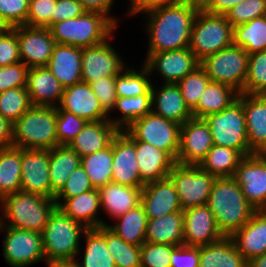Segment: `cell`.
<instances>
[{"mask_svg": "<svg viewBox=\"0 0 266 267\" xmlns=\"http://www.w3.org/2000/svg\"><path fill=\"white\" fill-rule=\"evenodd\" d=\"M147 14L149 48L152 53L188 48L191 28L197 12L186 2L151 9Z\"/></svg>", "mask_w": 266, "mask_h": 267, "instance_id": "1", "label": "cell"}, {"mask_svg": "<svg viewBox=\"0 0 266 267\" xmlns=\"http://www.w3.org/2000/svg\"><path fill=\"white\" fill-rule=\"evenodd\" d=\"M207 206L225 237H231L241 229L256 211L233 177L215 179Z\"/></svg>", "mask_w": 266, "mask_h": 267, "instance_id": "2", "label": "cell"}, {"mask_svg": "<svg viewBox=\"0 0 266 267\" xmlns=\"http://www.w3.org/2000/svg\"><path fill=\"white\" fill-rule=\"evenodd\" d=\"M0 224L16 229L42 233L49 217L57 208L54 199L39 194L18 191L0 200ZM1 215H3V218ZM4 220H10L4 224Z\"/></svg>", "mask_w": 266, "mask_h": 267, "instance_id": "3", "label": "cell"}, {"mask_svg": "<svg viewBox=\"0 0 266 267\" xmlns=\"http://www.w3.org/2000/svg\"><path fill=\"white\" fill-rule=\"evenodd\" d=\"M56 122L57 107L32 105L13 123L12 146L40 150L59 146Z\"/></svg>", "mask_w": 266, "mask_h": 267, "instance_id": "4", "label": "cell"}, {"mask_svg": "<svg viewBox=\"0 0 266 267\" xmlns=\"http://www.w3.org/2000/svg\"><path fill=\"white\" fill-rule=\"evenodd\" d=\"M87 228L64 214L58 207L53 211L42 231V245L47 266L61 260L75 259L80 239Z\"/></svg>", "mask_w": 266, "mask_h": 267, "instance_id": "5", "label": "cell"}, {"mask_svg": "<svg viewBox=\"0 0 266 267\" xmlns=\"http://www.w3.org/2000/svg\"><path fill=\"white\" fill-rule=\"evenodd\" d=\"M116 28L106 16L84 12L77 18L55 23L49 29L57 44L85 48L110 39Z\"/></svg>", "mask_w": 266, "mask_h": 267, "instance_id": "6", "label": "cell"}, {"mask_svg": "<svg viewBox=\"0 0 266 267\" xmlns=\"http://www.w3.org/2000/svg\"><path fill=\"white\" fill-rule=\"evenodd\" d=\"M204 119L209 125L215 145L238 150L244 157L255 154L248 143L243 93H239L238 99L229 107Z\"/></svg>", "mask_w": 266, "mask_h": 267, "instance_id": "7", "label": "cell"}, {"mask_svg": "<svg viewBox=\"0 0 266 267\" xmlns=\"http://www.w3.org/2000/svg\"><path fill=\"white\" fill-rule=\"evenodd\" d=\"M233 44V26L225 15L197 12L189 49L199 61Z\"/></svg>", "mask_w": 266, "mask_h": 267, "instance_id": "8", "label": "cell"}, {"mask_svg": "<svg viewBox=\"0 0 266 267\" xmlns=\"http://www.w3.org/2000/svg\"><path fill=\"white\" fill-rule=\"evenodd\" d=\"M249 54L241 47L231 44L200 61V66L212 82L231 86L244 94Z\"/></svg>", "mask_w": 266, "mask_h": 267, "instance_id": "9", "label": "cell"}, {"mask_svg": "<svg viewBox=\"0 0 266 267\" xmlns=\"http://www.w3.org/2000/svg\"><path fill=\"white\" fill-rule=\"evenodd\" d=\"M125 130L135 140L165 151L176 162L180 145V124L151 111L132 122Z\"/></svg>", "mask_w": 266, "mask_h": 267, "instance_id": "10", "label": "cell"}, {"mask_svg": "<svg viewBox=\"0 0 266 267\" xmlns=\"http://www.w3.org/2000/svg\"><path fill=\"white\" fill-rule=\"evenodd\" d=\"M178 194L182 211L207 205L215 176L198 165L175 163L168 175Z\"/></svg>", "mask_w": 266, "mask_h": 267, "instance_id": "11", "label": "cell"}, {"mask_svg": "<svg viewBox=\"0 0 266 267\" xmlns=\"http://www.w3.org/2000/svg\"><path fill=\"white\" fill-rule=\"evenodd\" d=\"M1 230L6 231L3 256L10 267H28L41 259L45 260L41 233L0 224Z\"/></svg>", "mask_w": 266, "mask_h": 267, "instance_id": "12", "label": "cell"}, {"mask_svg": "<svg viewBox=\"0 0 266 267\" xmlns=\"http://www.w3.org/2000/svg\"><path fill=\"white\" fill-rule=\"evenodd\" d=\"M246 200L256 210H266V154L245 156L233 175Z\"/></svg>", "mask_w": 266, "mask_h": 267, "instance_id": "13", "label": "cell"}, {"mask_svg": "<svg viewBox=\"0 0 266 267\" xmlns=\"http://www.w3.org/2000/svg\"><path fill=\"white\" fill-rule=\"evenodd\" d=\"M213 145L208 123L204 118L192 117L181 125L176 163L199 165Z\"/></svg>", "mask_w": 266, "mask_h": 267, "instance_id": "14", "label": "cell"}, {"mask_svg": "<svg viewBox=\"0 0 266 267\" xmlns=\"http://www.w3.org/2000/svg\"><path fill=\"white\" fill-rule=\"evenodd\" d=\"M20 61L28 68L46 67L56 44L47 27L16 26Z\"/></svg>", "mask_w": 266, "mask_h": 267, "instance_id": "15", "label": "cell"}, {"mask_svg": "<svg viewBox=\"0 0 266 267\" xmlns=\"http://www.w3.org/2000/svg\"><path fill=\"white\" fill-rule=\"evenodd\" d=\"M50 150L21 148V191L52 199Z\"/></svg>", "mask_w": 266, "mask_h": 267, "instance_id": "16", "label": "cell"}, {"mask_svg": "<svg viewBox=\"0 0 266 267\" xmlns=\"http://www.w3.org/2000/svg\"><path fill=\"white\" fill-rule=\"evenodd\" d=\"M144 66L150 74L156 69L165 81L177 84L181 79L193 72L200 61L189 48L152 53L146 55Z\"/></svg>", "mask_w": 266, "mask_h": 267, "instance_id": "17", "label": "cell"}, {"mask_svg": "<svg viewBox=\"0 0 266 267\" xmlns=\"http://www.w3.org/2000/svg\"><path fill=\"white\" fill-rule=\"evenodd\" d=\"M124 67L123 60L108 40L96 46L82 48L81 70L82 81L85 83L89 84L103 77H116Z\"/></svg>", "mask_w": 266, "mask_h": 267, "instance_id": "18", "label": "cell"}, {"mask_svg": "<svg viewBox=\"0 0 266 267\" xmlns=\"http://www.w3.org/2000/svg\"><path fill=\"white\" fill-rule=\"evenodd\" d=\"M183 245L200 247L222 239L215 216L207 205L196 206L183 211Z\"/></svg>", "mask_w": 266, "mask_h": 267, "instance_id": "19", "label": "cell"}, {"mask_svg": "<svg viewBox=\"0 0 266 267\" xmlns=\"http://www.w3.org/2000/svg\"><path fill=\"white\" fill-rule=\"evenodd\" d=\"M57 110L73 113L87 122L110 119L101 107L90 85L83 81L64 88Z\"/></svg>", "mask_w": 266, "mask_h": 267, "instance_id": "20", "label": "cell"}, {"mask_svg": "<svg viewBox=\"0 0 266 267\" xmlns=\"http://www.w3.org/2000/svg\"><path fill=\"white\" fill-rule=\"evenodd\" d=\"M112 182L143 187L140 179L135 144L120 130L113 138Z\"/></svg>", "mask_w": 266, "mask_h": 267, "instance_id": "21", "label": "cell"}, {"mask_svg": "<svg viewBox=\"0 0 266 267\" xmlns=\"http://www.w3.org/2000/svg\"><path fill=\"white\" fill-rule=\"evenodd\" d=\"M141 204L147 219L182 211L178 194L169 178L145 184L142 187Z\"/></svg>", "mask_w": 266, "mask_h": 267, "instance_id": "22", "label": "cell"}, {"mask_svg": "<svg viewBox=\"0 0 266 267\" xmlns=\"http://www.w3.org/2000/svg\"><path fill=\"white\" fill-rule=\"evenodd\" d=\"M121 131L135 144L141 181L147 184L168 178L176 162L165 151L135 140L125 129Z\"/></svg>", "mask_w": 266, "mask_h": 267, "instance_id": "23", "label": "cell"}, {"mask_svg": "<svg viewBox=\"0 0 266 267\" xmlns=\"http://www.w3.org/2000/svg\"><path fill=\"white\" fill-rule=\"evenodd\" d=\"M151 107L153 113L180 125L193 117L179 86L173 83H163L159 90L152 85Z\"/></svg>", "mask_w": 266, "mask_h": 267, "instance_id": "24", "label": "cell"}, {"mask_svg": "<svg viewBox=\"0 0 266 267\" xmlns=\"http://www.w3.org/2000/svg\"><path fill=\"white\" fill-rule=\"evenodd\" d=\"M248 262L266 253V210H256L249 221L231 236Z\"/></svg>", "mask_w": 266, "mask_h": 267, "instance_id": "25", "label": "cell"}, {"mask_svg": "<svg viewBox=\"0 0 266 267\" xmlns=\"http://www.w3.org/2000/svg\"><path fill=\"white\" fill-rule=\"evenodd\" d=\"M26 89L33 106L57 107L56 102L59 106L64 92V87L47 67L29 68Z\"/></svg>", "mask_w": 266, "mask_h": 267, "instance_id": "26", "label": "cell"}, {"mask_svg": "<svg viewBox=\"0 0 266 267\" xmlns=\"http://www.w3.org/2000/svg\"><path fill=\"white\" fill-rule=\"evenodd\" d=\"M249 148L266 154V96L243 94Z\"/></svg>", "mask_w": 266, "mask_h": 267, "instance_id": "27", "label": "cell"}, {"mask_svg": "<svg viewBox=\"0 0 266 267\" xmlns=\"http://www.w3.org/2000/svg\"><path fill=\"white\" fill-rule=\"evenodd\" d=\"M82 48L55 44L47 68L66 88L82 81Z\"/></svg>", "mask_w": 266, "mask_h": 267, "instance_id": "28", "label": "cell"}, {"mask_svg": "<svg viewBox=\"0 0 266 267\" xmlns=\"http://www.w3.org/2000/svg\"><path fill=\"white\" fill-rule=\"evenodd\" d=\"M119 131L109 119L87 122L68 146L83 158L108 147Z\"/></svg>", "mask_w": 266, "mask_h": 267, "instance_id": "29", "label": "cell"}, {"mask_svg": "<svg viewBox=\"0 0 266 267\" xmlns=\"http://www.w3.org/2000/svg\"><path fill=\"white\" fill-rule=\"evenodd\" d=\"M98 190L100 206L115 219L141 203L142 187H130L111 182Z\"/></svg>", "mask_w": 266, "mask_h": 267, "instance_id": "30", "label": "cell"}, {"mask_svg": "<svg viewBox=\"0 0 266 267\" xmlns=\"http://www.w3.org/2000/svg\"><path fill=\"white\" fill-rule=\"evenodd\" d=\"M100 207L99 190L95 188L67 198L58 206L64 214L81 223L87 229L108 225L102 219H98L97 213Z\"/></svg>", "mask_w": 266, "mask_h": 267, "instance_id": "31", "label": "cell"}, {"mask_svg": "<svg viewBox=\"0 0 266 267\" xmlns=\"http://www.w3.org/2000/svg\"><path fill=\"white\" fill-rule=\"evenodd\" d=\"M146 242L181 246L184 241L183 211L148 219Z\"/></svg>", "mask_w": 266, "mask_h": 267, "instance_id": "32", "label": "cell"}, {"mask_svg": "<svg viewBox=\"0 0 266 267\" xmlns=\"http://www.w3.org/2000/svg\"><path fill=\"white\" fill-rule=\"evenodd\" d=\"M248 262L237 250L231 237L200 246L199 267H247Z\"/></svg>", "mask_w": 266, "mask_h": 267, "instance_id": "33", "label": "cell"}, {"mask_svg": "<svg viewBox=\"0 0 266 267\" xmlns=\"http://www.w3.org/2000/svg\"><path fill=\"white\" fill-rule=\"evenodd\" d=\"M81 165V157L69 146H56L50 150L49 176L52 199L62 190L70 174Z\"/></svg>", "mask_w": 266, "mask_h": 267, "instance_id": "34", "label": "cell"}, {"mask_svg": "<svg viewBox=\"0 0 266 267\" xmlns=\"http://www.w3.org/2000/svg\"><path fill=\"white\" fill-rule=\"evenodd\" d=\"M238 96L239 92L231 86L210 81L201 94L197 105L191 110L192 116L205 118L210 114L218 113L229 107L238 99Z\"/></svg>", "mask_w": 266, "mask_h": 267, "instance_id": "35", "label": "cell"}, {"mask_svg": "<svg viewBox=\"0 0 266 267\" xmlns=\"http://www.w3.org/2000/svg\"><path fill=\"white\" fill-rule=\"evenodd\" d=\"M115 220H119V222L107 225V227L124 241L135 246H141L146 242L148 219L141 203Z\"/></svg>", "mask_w": 266, "mask_h": 267, "instance_id": "36", "label": "cell"}, {"mask_svg": "<svg viewBox=\"0 0 266 267\" xmlns=\"http://www.w3.org/2000/svg\"><path fill=\"white\" fill-rule=\"evenodd\" d=\"M243 158L238 150L214 144L198 166L216 178L233 177Z\"/></svg>", "mask_w": 266, "mask_h": 267, "instance_id": "37", "label": "cell"}, {"mask_svg": "<svg viewBox=\"0 0 266 267\" xmlns=\"http://www.w3.org/2000/svg\"><path fill=\"white\" fill-rule=\"evenodd\" d=\"M21 191V148H0V200Z\"/></svg>", "mask_w": 266, "mask_h": 267, "instance_id": "38", "label": "cell"}, {"mask_svg": "<svg viewBox=\"0 0 266 267\" xmlns=\"http://www.w3.org/2000/svg\"><path fill=\"white\" fill-rule=\"evenodd\" d=\"M86 248L80 267H116L104 238V226L89 228L84 234Z\"/></svg>", "mask_w": 266, "mask_h": 267, "instance_id": "39", "label": "cell"}, {"mask_svg": "<svg viewBox=\"0 0 266 267\" xmlns=\"http://www.w3.org/2000/svg\"><path fill=\"white\" fill-rule=\"evenodd\" d=\"M81 165L95 189L111 183L113 140L108 147L81 158Z\"/></svg>", "mask_w": 266, "mask_h": 267, "instance_id": "40", "label": "cell"}, {"mask_svg": "<svg viewBox=\"0 0 266 267\" xmlns=\"http://www.w3.org/2000/svg\"><path fill=\"white\" fill-rule=\"evenodd\" d=\"M233 44L248 54L266 50V15L234 27Z\"/></svg>", "mask_w": 266, "mask_h": 267, "instance_id": "41", "label": "cell"}, {"mask_svg": "<svg viewBox=\"0 0 266 267\" xmlns=\"http://www.w3.org/2000/svg\"><path fill=\"white\" fill-rule=\"evenodd\" d=\"M151 94H141L132 97H118L113 110L121 112L122 118L110 122L119 130L126 129L132 122L151 112ZM112 119V120H111Z\"/></svg>", "mask_w": 266, "mask_h": 267, "instance_id": "42", "label": "cell"}, {"mask_svg": "<svg viewBox=\"0 0 266 267\" xmlns=\"http://www.w3.org/2000/svg\"><path fill=\"white\" fill-rule=\"evenodd\" d=\"M125 72V73H123ZM148 69L143 68L138 72L134 68H126L116 76L115 90L117 97H132L141 94H151L152 81Z\"/></svg>", "mask_w": 266, "mask_h": 267, "instance_id": "43", "label": "cell"}, {"mask_svg": "<svg viewBox=\"0 0 266 267\" xmlns=\"http://www.w3.org/2000/svg\"><path fill=\"white\" fill-rule=\"evenodd\" d=\"M104 238L116 267H141L140 246L127 243L107 226H104Z\"/></svg>", "mask_w": 266, "mask_h": 267, "instance_id": "44", "label": "cell"}, {"mask_svg": "<svg viewBox=\"0 0 266 267\" xmlns=\"http://www.w3.org/2000/svg\"><path fill=\"white\" fill-rule=\"evenodd\" d=\"M31 106L26 87L11 88L0 93V114L12 124Z\"/></svg>", "mask_w": 266, "mask_h": 267, "instance_id": "45", "label": "cell"}, {"mask_svg": "<svg viewBox=\"0 0 266 267\" xmlns=\"http://www.w3.org/2000/svg\"><path fill=\"white\" fill-rule=\"evenodd\" d=\"M266 93V50L249 54L244 94L264 95Z\"/></svg>", "mask_w": 266, "mask_h": 267, "instance_id": "46", "label": "cell"}, {"mask_svg": "<svg viewBox=\"0 0 266 267\" xmlns=\"http://www.w3.org/2000/svg\"><path fill=\"white\" fill-rule=\"evenodd\" d=\"M210 81L206 71L201 66H198L193 72L189 73L177 83L185 104L190 110L197 105L201 94L204 92Z\"/></svg>", "mask_w": 266, "mask_h": 267, "instance_id": "47", "label": "cell"}, {"mask_svg": "<svg viewBox=\"0 0 266 267\" xmlns=\"http://www.w3.org/2000/svg\"><path fill=\"white\" fill-rule=\"evenodd\" d=\"M86 123V120L73 113L57 110L56 135L59 145L68 146Z\"/></svg>", "mask_w": 266, "mask_h": 267, "instance_id": "48", "label": "cell"}, {"mask_svg": "<svg viewBox=\"0 0 266 267\" xmlns=\"http://www.w3.org/2000/svg\"><path fill=\"white\" fill-rule=\"evenodd\" d=\"M264 15H266V0L243 1L225 14L233 28Z\"/></svg>", "mask_w": 266, "mask_h": 267, "instance_id": "49", "label": "cell"}, {"mask_svg": "<svg viewBox=\"0 0 266 267\" xmlns=\"http://www.w3.org/2000/svg\"><path fill=\"white\" fill-rule=\"evenodd\" d=\"M177 246L144 242L140 246L141 267H171V254Z\"/></svg>", "mask_w": 266, "mask_h": 267, "instance_id": "50", "label": "cell"}, {"mask_svg": "<svg viewBox=\"0 0 266 267\" xmlns=\"http://www.w3.org/2000/svg\"><path fill=\"white\" fill-rule=\"evenodd\" d=\"M94 187L91 184L87 173L85 172L82 165L76 168L69 176L66 181L65 186L62 190L55 196V202L57 207L61 204V200L71 198L82 193L93 190ZM61 199V200H60Z\"/></svg>", "mask_w": 266, "mask_h": 267, "instance_id": "51", "label": "cell"}, {"mask_svg": "<svg viewBox=\"0 0 266 267\" xmlns=\"http://www.w3.org/2000/svg\"><path fill=\"white\" fill-rule=\"evenodd\" d=\"M56 2L57 0H29L27 26L50 28Z\"/></svg>", "mask_w": 266, "mask_h": 267, "instance_id": "52", "label": "cell"}, {"mask_svg": "<svg viewBox=\"0 0 266 267\" xmlns=\"http://www.w3.org/2000/svg\"><path fill=\"white\" fill-rule=\"evenodd\" d=\"M29 0H0V15L12 28L27 25Z\"/></svg>", "mask_w": 266, "mask_h": 267, "instance_id": "53", "label": "cell"}, {"mask_svg": "<svg viewBox=\"0 0 266 267\" xmlns=\"http://www.w3.org/2000/svg\"><path fill=\"white\" fill-rule=\"evenodd\" d=\"M28 70L29 68L21 61L0 67V93L11 88H25Z\"/></svg>", "mask_w": 266, "mask_h": 267, "instance_id": "54", "label": "cell"}, {"mask_svg": "<svg viewBox=\"0 0 266 267\" xmlns=\"http://www.w3.org/2000/svg\"><path fill=\"white\" fill-rule=\"evenodd\" d=\"M116 77H103L89 83L103 110L109 114L113 110L117 93L115 90Z\"/></svg>", "mask_w": 266, "mask_h": 267, "instance_id": "55", "label": "cell"}, {"mask_svg": "<svg viewBox=\"0 0 266 267\" xmlns=\"http://www.w3.org/2000/svg\"><path fill=\"white\" fill-rule=\"evenodd\" d=\"M20 62L16 27L0 32V67Z\"/></svg>", "mask_w": 266, "mask_h": 267, "instance_id": "56", "label": "cell"}, {"mask_svg": "<svg viewBox=\"0 0 266 267\" xmlns=\"http://www.w3.org/2000/svg\"><path fill=\"white\" fill-rule=\"evenodd\" d=\"M200 247L181 245L171 254V267H199Z\"/></svg>", "mask_w": 266, "mask_h": 267, "instance_id": "57", "label": "cell"}, {"mask_svg": "<svg viewBox=\"0 0 266 267\" xmlns=\"http://www.w3.org/2000/svg\"><path fill=\"white\" fill-rule=\"evenodd\" d=\"M85 10L78 0H57L54 14H52V25L67 19H74L82 15Z\"/></svg>", "mask_w": 266, "mask_h": 267, "instance_id": "58", "label": "cell"}, {"mask_svg": "<svg viewBox=\"0 0 266 267\" xmlns=\"http://www.w3.org/2000/svg\"><path fill=\"white\" fill-rule=\"evenodd\" d=\"M85 12L99 13L106 16L116 27L118 20L110 16V8L114 0H78ZM109 14V15H108Z\"/></svg>", "mask_w": 266, "mask_h": 267, "instance_id": "59", "label": "cell"}, {"mask_svg": "<svg viewBox=\"0 0 266 267\" xmlns=\"http://www.w3.org/2000/svg\"><path fill=\"white\" fill-rule=\"evenodd\" d=\"M13 124L0 114V148L12 146Z\"/></svg>", "mask_w": 266, "mask_h": 267, "instance_id": "60", "label": "cell"}, {"mask_svg": "<svg viewBox=\"0 0 266 267\" xmlns=\"http://www.w3.org/2000/svg\"><path fill=\"white\" fill-rule=\"evenodd\" d=\"M246 0H215L212 7L207 11L211 14L225 15L230 9Z\"/></svg>", "mask_w": 266, "mask_h": 267, "instance_id": "61", "label": "cell"}, {"mask_svg": "<svg viewBox=\"0 0 266 267\" xmlns=\"http://www.w3.org/2000/svg\"><path fill=\"white\" fill-rule=\"evenodd\" d=\"M150 10V0H131L128 15L134 16L138 13H145Z\"/></svg>", "mask_w": 266, "mask_h": 267, "instance_id": "62", "label": "cell"}, {"mask_svg": "<svg viewBox=\"0 0 266 267\" xmlns=\"http://www.w3.org/2000/svg\"><path fill=\"white\" fill-rule=\"evenodd\" d=\"M214 1L215 0H186L185 2L196 12H207L212 7Z\"/></svg>", "mask_w": 266, "mask_h": 267, "instance_id": "63", "label": "cell"}, {"mask_svg": "<svg viewBox=\"0 0 266 267\" xmlns=\"http://www.w3.org/2000/svg\"><path fill=\"white\" fill-rule=\"evenodd\" d=\"M185 1L186 0H150V10L162 6L178 5Z\"/></svg>", "mask_w": 266, "mask_h": 267, "instance_id": "64", "label": "cell"}, {"mask_svg": "<svg viewBox=\"0 0 266 267\" xmlns=\"http://www.w3.org/2000/svg\"><path fill=\"white\" fill-rule=\"evenodd\" d=\"M247 267H266V253L252 258L248 261Z\"/></svg>", "mask_w": 266, "mask_h": 267, "instance_id": "65", "label": "cell"}, {"mask_svg": "<svg viewBox=\"0 0 266 267\" xmlns=\"http://www.w3.org/2000/svg\"><path fill=\"white\" fill-rule=\"evenodd\" d=\"M48 267H80L79 262L76 259H69V260H61L57 262H53Z\"/></svg>", "mask_w": 266, "mask_h": 267, "instance_id": "66", "label": "cell"}, {"mask_svg": "<svg viewBox=\"0 0 266 267\" xmlns=\"http://www.w3.org/2000/svg\"><path fill=\"white\" fill-rule=\"evenodd\" d=\"M11 27L3 20L2 16L0 15V32L6 31Z\"/></svg>", "mask_w": 266, "mask_h": 267, "instance_id": "67", "label": "cell"}]
</instances>
